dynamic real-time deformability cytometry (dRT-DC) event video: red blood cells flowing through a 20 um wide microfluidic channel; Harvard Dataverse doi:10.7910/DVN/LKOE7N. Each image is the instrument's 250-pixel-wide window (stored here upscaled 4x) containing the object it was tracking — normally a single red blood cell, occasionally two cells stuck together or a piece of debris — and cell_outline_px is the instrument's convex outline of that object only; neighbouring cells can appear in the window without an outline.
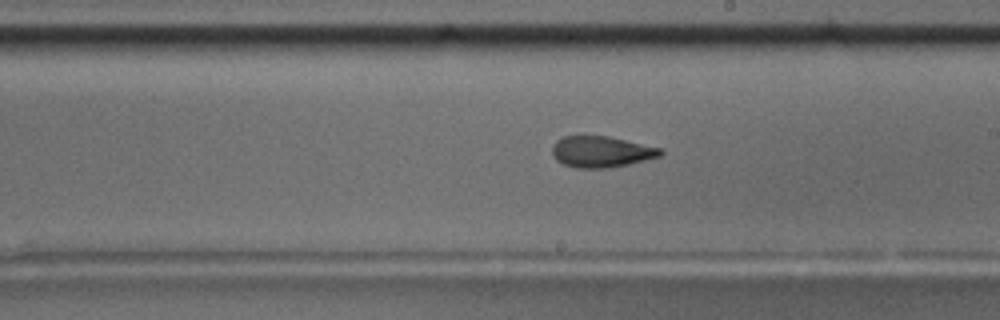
{"species": "common noctule bat (a hibernating species)", "species_latin": "Nyctalus noctula", "temperature_condition": "room temperature", "stored_images_in_passage": 54, "camera_frame_rate_fps": 3000, "um_per_image_px": 0.085, "animal": {"sex": "male", "body_mass_g": 17.5, "forearm_length_mm": 52.3}, "frame": {"image": 1, "passage_image": 31, "time_ms": 10.0, "image_size_px": [1000, 320], "cell_outline_px": [[664, 152], [660, 156], [628, 164], [608, 168], [576, 168], [564, 164], [556, 160], [552, 156], [552, 144], [560, 136], [608, 136], [664, 148]], "centroid_in_image_um": [51.1, 12.89], "position_along_channel_um": 237.9, "area_um2": 19.88}, "authors_computed_cell_mechanics": {"area_um2": 20.2011, "velocity_mm_per_s": 3.6876, "shape_relaxation_time_tau1_ms": 6.5752, "shape_relaxation_time_tau2_ms": 2.1771, "deformation_change_tau1": 0.2031, "deformation_change_tau2": 0.0986}}